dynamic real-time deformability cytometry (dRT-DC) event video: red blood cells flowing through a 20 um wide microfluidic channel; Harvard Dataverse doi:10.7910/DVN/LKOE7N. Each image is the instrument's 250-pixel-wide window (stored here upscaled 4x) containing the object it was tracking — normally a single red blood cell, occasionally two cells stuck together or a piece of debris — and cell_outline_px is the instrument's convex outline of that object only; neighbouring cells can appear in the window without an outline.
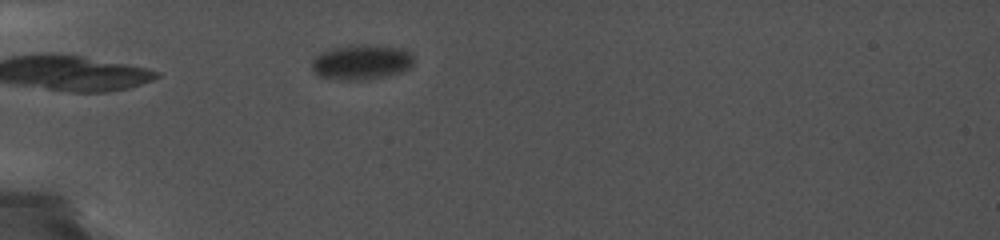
{"species": "common noctule bat (a hibernating species)", "species_latin": "Nyctalus noctula", "temperature_condition": "cold", "stored_images_in_passage": 78, "camera_frame_rate_fps": 5000, "um_per_image_px": 0.085, "animal": {"sex": "female", "body_mass_g": 19.0, "forearm_length_mm": 56.7}, "frame": {"image": 1, "passage_image": 1, "time_ms": 0.0, "image_size_px": [1000, 240], "cell_outline_px": [[412, 64], [408, 68], [400, 72], [388, 76], [368, 80], [340, 80], [316, 76], [312, 72], [312, 60], [316, 56], [332, 48], [360, 44], [396, 48], [412, 52]], "centroid_in_image_um": [30.68, 5.31], "position_along_channel_um": 54.3, "area_um2": 20.75}}
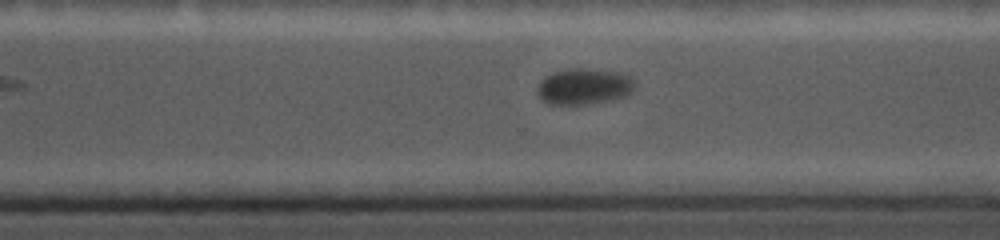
{"frame": {"image": 2, "passage_image": 63, "time_ms": 8.0, "image_size_px": [1000, 240], "cell_outline_px": [[636, 88], [632, 92], [624, 96], [608, 100], [584, 104], [548, 104], [536, 92], [536, 88], [540, 80], [544, 76], [552, 72], [568, 68], [580, 68], [620, 72], [628, 76], [636, 84]], "centroid_in_image_um": [49.61, 7.33], "position_along_channel_um": 321.0, "area_um2": 20.52}}
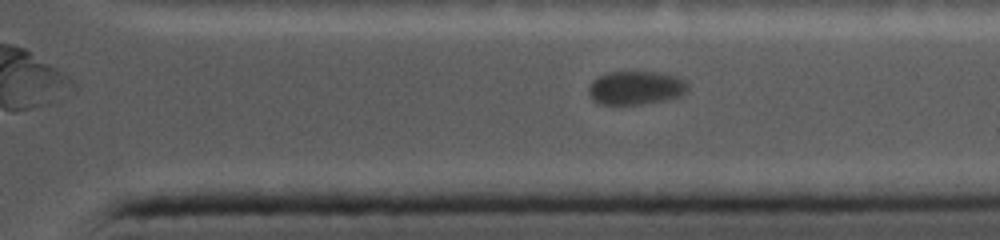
{"frame": {"image": 3, "passage_image": 73, "time_ms": 9.0, "image_size_px": [1000, 240], "cell_outline_px": [[688, 88], [680, 96], [664, 100], [644, 104], [600, 104], [592, 100], [588, 92], [588, 88], [592, 80], [608, 72], [660, 72], [680, 76], [688, 80]], "centroid_in_image_um": [54.07, 7.45], "position_along_channel_um": 357.3, "area_um2": 19.65}}